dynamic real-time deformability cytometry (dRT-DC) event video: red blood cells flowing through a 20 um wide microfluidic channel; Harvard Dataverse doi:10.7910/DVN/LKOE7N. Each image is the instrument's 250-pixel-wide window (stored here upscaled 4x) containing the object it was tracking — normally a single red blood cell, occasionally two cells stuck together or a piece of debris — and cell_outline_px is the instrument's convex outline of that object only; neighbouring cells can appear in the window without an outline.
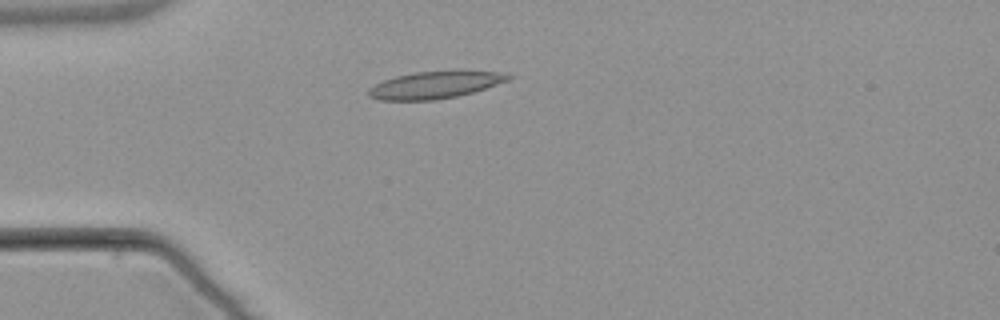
{"species": "common noctule bat (a hibernating species)", "species_latin": "Nyctalus noctula", "temperature_condition": "warm", "stored_images_in_passage": 1, "camera_frame_rate_fps": 3000, "um_per_image_px": 0.085, "animal": {"sex": "male", "body_mass_g": 21.5, "forearm_length_mm": 52.0}, "frame": {"image": 1, "passage_image": 1, "time_ms": 0.0, "image_size_px": [1000, 320], "cell_outline_px": [[512, 76], [508, 80], [472, 92], [456, 96], [436, 100], [380, 100], [368, 96], [368, 88], [384, 80], [396, 76], [416, 72], [456, 68], [500, 72]], "centroid_in_image_um": [36.99, 7.18], "position_along_channel_um": 48.0, "area_um2": 22.54}}